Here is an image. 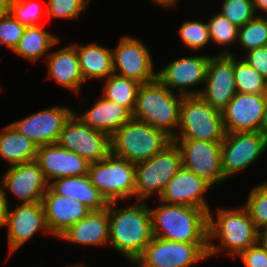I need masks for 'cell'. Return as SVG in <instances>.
Masks as SVG:
<instances>
[{
    "label": "cell",
    "instance_id": "4",
    "mask_svg": "<svg viewBox=\"0 0 267 267\" xmlns=\"http://www.w3.org/2000/svg\"><path fill=\"white\" fill-rule=\"evenodd\" d=\"M183 95L175 94L158 79L141 84L132 118L164 131L172 139L180 122Z\"/></svg>",
    "mask_w": 267,
    "mask_h": 267
},
{
    "label": "cell",
    "instance_id": "31",
    "mask_svg": "<svg viewBox=\"0 0 267 267\" xmlns=\"http://www.w3.org/2000/svg\"><path fill=\"white\" fill-rule=\"evenodd\" d=\"M219 55L234 56V72L238 93L267 94V80L252 68L243 58L236 57L229 49L222 50Z\"/></svg>",
    "mask_w": 267,
    "mask_h": 267
},
{
    "label": "cell",
    "instance_id": "13",
    "mask_svg": "<svg viewBox=\"0 0 267 267\" xmlns=\"http://www.w3.org/2000/svg\"><path fill=\"white\" fill-rule=\"evenodd\" d=\"M112 49L113 72L141 84L157 79L150 51L140 39L123 36Z\"/></svg>",
    "mask_w": 267,
    "mask_h": 267
},
{
    "label": "cell",
    "instance_id": "37",
    "mask_svg": "<svg viewBox=\"0 0 267 267\" xmlns=\"http://www.w3.org/2000/svg\"><path fill=\"white\" fill-rule=\"evenodd\" d=\"M220 13L238 27L244 26L257 14L252 0H223Z\"/></svg>",
    "mask_w": 267,
    "mask_h": 267
},
{
    "label": "cell",
    "instance_id": "22",
    "mask_svg": "<svg viewBox=\"0 0 267 267\" xmlns=\"http://www.w3.org/2000/svg\"><path fill=\"white\" fill-rule=\"evenodd\" d=\"M41 204L44 208L50 235L57 236V238L91 212L80 201L58 195L50 187L43 195Z\"/></svg>",
    "mask_w": 267,
    "mask_h": 267
},
{
    "label": "cell",
    "instance_id": "20",
    "mask_svg": "<svg viewBox=\"0 0 267 267\" xmlns=\"http://www.w3.org/2000/svg\"><path fill=\"white\" fill-rule=\"evenodd\" d=\"M35 161L48 183L57 178L86 175L90 165L86 159L57 143L39 146Z\"/></svg>",
    "mask_w": 267,
    "mask_h": 267
},
{
    "label": "cell",
    "instance_id": "33",
    "mask_svg": "<svg viewBox=\"0 0 267 267\" xmlns=\"http://www.w3.org/2000/svg\"><path fill=\"white\" fill-rule=\"evenodd\" d=\"M244 207L256 228L261 231L267 227V181L253 187Z\"/></svg>",
    "mask_w": 267,
    "mask_h": 267
},
{
    "label": "cell",
    "instance_id": "3",
    "mask_svg": "<svg viewBox=\"0 0 267 267\" xmlns=\"http://www.w3.org/2000/svg\"><path fill=\"white\" fill-rule=\"evenodd\" d=\"M153 236L169 241L208 243V213L200 208L161 201L150 208Z\"/></svg>",
    "mask_w": 267,
    "mask_h": 267
},
{
    "label": "cell",
    "instance_id": "35",
    "mask_svg": "<svg viewBox=\"0 0 267 267\" xmlns=\"http://www.w3.org/2000/svg\"><path fill=\"white\" fill-rule=\"evenodd\" d=\"M211 42L219 46H226L238 41V26L230 22L221 13L215 14L208 21Z\"/></svg>",
    "mask_w": 267,
    "mask_h": 267
},
{
    "label": "cell",
    "instance_id": "2",
    "mask_svg": "<svg viewBox=\"0 0 267 267\" xmlns=\"http://www.w3.org/2000/svg\"><path fill=\"white\" fill-rule=\"evenodd\" d=\"M208 214V257L227 250L231 257L239 256L250 246L259 242V230L246 208H219L217 219ZM219 239V244L212 243Z\"/></svg>",
    "mask_w": 267,
    "mask_h": 267
},
{
    "label": "cell",
    "instance_id": "21",
    "mask_svg": "<svg viewBox=\"0 0 267 267\" xmlns=\"http://www.w3.org/2000/svg\"><path fill=\"white\" fill-rule=\"evenodd\" d=\"M211 187L205 179L182 167L167 183L159 199L169 204L200 208L209 214L210 208L204 193Z\"/></svg>",
    "mask_w": 267,
    "mask_h": 267
},
{
    "label": "cell",
    "instance_id": "12",
    "mask_svg": "<svg viewBox=\"0 0 267 267\" xmlns=\"http://www.w3.org/2000/svg\"><path fill=\"white\" fill-rule=\"evenodd\" d=\"M182 154V164L187 170L205 179L213 187L223 183L221 160L222 141L209 142L193 139H172Z\"/></svg>",
    "mask_w": 267,
    "mask_h": 267
},
{
    "label": "cell",
    "instance_id": "8",
    "mask_svg": "<svg viewBox=\"0 0 267 267\" xmlns=\"http://www.w3.org/2000/svg\"><path fill=\"white\" fill-rule=\"evenodd\" d=\"M91 183L108 203L134 197L135 164L110 153L105 159L89 165Z\"/></svg>",
    "mask_w": 267,
    "mask_h": 267
},
{
    "label": "cell",
    "instance_id": "41",
    "mask_svg": "<svg viewBox=\"0 0 267 267\" xmlns=\"http://www.w3.org/2000/svg\"><path fill=\"white\" fill-rule=\"evenodd\" d=\"M243 59L267 80V46L247 51Z\"/></svg>",
    "mask_w": 267,
    "mask_h": 267
},
{
    "label": "cell",
    "instance_id": "25",
    "mask_svg": "<svg viewBox=\"0 0 267 267\" xmlns=\"http://www.w3.org/2000/svg\"><path fill=\"white\" fill-rule=\"evenodd\" d=\"M92 129L108 134L110 137L127 121L132 114L123 106L102 96L90 109L77 115Z\"/></svg>",
    "mask_w": 267,
    "mask_h": 267
},
{
    "label": "cell",
    "instance_id": "17",
    "mask_svg": "<svg viewBox=\"0 0 267 267\" xmlns=\"http://www.w3.org/2000/svg\"><path fill=\"white\" fill-rule=\"evenodd\" d=\"M210 58L206 55L178 58L157 72V79L169 90L177 88L183 96H199L201 89L190 91L188 87L204 84Z\"/></svg>",
    "mask_w": 267,
    "mask_h": 267
},
{
    "label": "cell",
    "instance_id": "27",
    "mask_svg": "<svg viewBox=\"0 0 267 267\" xmlns=\"http://www.w3.org/2000/svg\"><path fill=\"white\" fill-rule=\"evenodd\" d=\"M78 53L80 71L84 81L101 79L104 81L113 72L112 49L90 43L86 45L72 44Z\"/></svg>",
    "mask_w": 267,
    "mask_h": 267
},
{
    "label": "cell",
    "instance_id": "36",
    "mask_svg": "<svg viewBox=\"0 0 267 267\" xmlns=\"http://www.w3.org/2000/svg\"><path fill=\"white\" fill-rule=\"evenodd\" d=\"M178 31L183 44L194 51L205 47L211 41L208 24L204 22L185 21Z\"/></svg>",
    "mask_w": 267,
    "mask_h": 267
},
{
    "label": "cell",
    "instance_id": "40",
    "mask_svg": "<svg viewBox=\"0 0 267 267\" xmlns=\"http://www.w3.org/2000/svg\"><path fill=\"white\" fill-rule=\"evenodd\" d=\"M238 257L242 260L244 267H267V251L260 242L250 246Z\"/></svg>",
    "mask_w": 267,
    "mask_h": 267
},
{
    "label": "cell",
    "instance_id": "44",
    "mask_svg": "<svg viewBox=\"0 0 267 267\" xmlns=\"http://www.w3.org/2000/svg\"><path fill=\"white\" fill-rule=\"evenodd\" d=\"M11 0H0V17L9 14Z\"/></svg>",
    "mask_w": 267,
    "mask_h": 267
},
{
    "label": "cell",
    "instance_id": "26",
    "mask_svg": "<svg viewBox=\"0 0 267 267\" xmlns=\"http://www.w3.org/2000/svg\"><path fill=\"white\" fill-rule=\"evenodd\" d=\"M49 187L58 195L76 199L91 211H100L108 206V202L91 183L88 174L54 179Z\"/></svg>",
    "mask_w": 267,
    "mask_h": 267
},
{
    "label": "cell",
    "instance_id": "39",
    "mask_svg": "<svg viewBox=\"0 0 267 267\" xmlns=\"http://www.w3.org/2000/svg\"><path fill=\"white\" fill-rule=\"evenodd\" d=\"M25 28L26 27L17 21L10 13L0 17V44L6 45V47L13 52Z\"/></svg>",
    "mask_w": 267,
    "mask_h": 267
},
{
    "label": "cell",
    "instance_id": "46",
    "mask_svg": "<svg viewBox=\"0 0 267 267\" xmlns=\"http://www.w3.org/2000/svg\"><path fill=\"white\" fill-rule=\"evenodd\" d=\"M152 1L165 8L176 6L177 5L176 3L179 2V0H152Z\"/></svg>",
    "mask_w": 267,
    "mask_h": 267
},
{
    "label": "cell",
    "instance_id": "45",
    "mask_svg": "<svg viewBox=\"0 0 267 267\" xmlns=\"http://www.w3.org/2000/svg\"><path fill=\"white\" fill-rule=\"evenodd\" d=\"M259 242L267 251V227L259 231Z\"/></svg>",
    "mask_w": 267,
    "mask_h": 267
},
{
    "label": "cell",
    "instance_id": "23",
    "mask_svg": "<svg viewBox=\"0 0 267 267\" xmlns=\"http://www.w3.org/2000/svg\"><path fill=\"white\" fill-rule=\"evenodd\" d=\"M46 63L50 79H53L61 87L79 93L84 79L80 71L78 53L73 45L50 52L46 56Z\"/></svg>",
    "mask_w": 267,
    "mask_h": 267
},
{
    "label": "cell",
    "instance_id": "28",
    "mask_svg": "<svg viewBox=\"0 0 267 267\" xmlns=\"http://www.w3.org/2000/svg\"><path fill=\"white\" fill-rule=\"evenodd\" d=\"M38 146L21 135L11 124L0 131V157L11 166L36 159Z\"/></svg>",
    "mask_w": 267,
    "mask_h": 267
},
{
    "label": "cell",
    "instance_id": "38",
    "mask_svg": "<svg viewBox=\"0 0 267 267\" xmlns=\"http://www.w3.org/2000/svg\"><path fill=\"white\" fill-rule=\"evenodd\" d=\"M90 0H47L46 18L75 19L86 10Z\"/></svg>",
    "mask_w": 267,
    "mask_h": 267
},
{
    "label": "cell",
    "instance_id": "7",
    "mask_svg": "<svg viewBox=\"0 0 267 267\" xmlns=\"http://www.w3.org/2000/svg\"><path fill=\"white\" fill-rule=\"evenodd\" d=\"M178 130L173 139L215 142L223 141L226 134L222 112L200 96H183Z\"/></svg>",
    "mask_w": 267,
    "mask_h": 267
},
{
    "label": "cell",
    "instance_id": "14",
    "mask_svg": "<svg viewBox=\"0 0 267 267\" xmlns=\"http://www.w3.org/2000/svg\"><path fill=\"white\" fill-rule=\"evenodd\" d=\"M0 184L4 192L6 206L9 201L6 191L12 193L20 203L41 202L49 183L38 163L34 161L9 166L1 178Z\"/></svg>",
    "mask_w": 267,
    "mask_h": 267
},
{
    "label": "cell",
    "instance_id": "48",
    "mask_svg": "<svg viewBox=\"0 0 267 267\" xmlns=\"http://www.w3.org/2000/svg\"><path fill=\"white\" fill-rule=\"evenodd\" d=\"M70 267H87V265H84V264L80 263L78 265L75 264L74 266L71 265Z\"/></svg>",
    "mask_w": 267,
    "mask_h": 267
},
{
    "label": "cell",
    "instance_id": "30",
    "mask_svg": "<svg viewBox=\"0 0 267 267\" xmlns=\"http://www.w3.org/2000/svg\"><path fill=\"white\" fill-rule=\"evenodd\" d=\"M141 83L115 73L105 79L102 96L120 104L133 114Z\"/></svg>",
    "mask_w": 267,
    "mask_h": 267
},
{
    "label": "cell",
    "instance_id": "19",
    "mask_svg": "<svg viewBox=\"0 0 267 267\" xmlns=\"http://www.w3.org/2000/svg\"><path fill=\"white\" fill-rule=\"evenodd\" d=\"M266 94L236 93L222 118L226 132H262Z\"/></svg>",
    "mask_w": 267,
    "mask_h": 267
},
{
    "label": "cell",
    "instance_id": "34",
    "mask_svg": "<svg viewBox=\"0 0 267 267\" xmlns=\"http://www.w3.org/2000/svg\"><path fill=\"white\" fill-rule=\"evenodd\" d=\"M40 3L32 0H11L9 13L25 27L40 26L42 16L46 17V10Z\"/></svg>",
    "mask_w": 267,
    "mask_h": 267
},
{
    "label": "cell",
    "instance_id": "1",
    "mask_svg": "<svg viewBox=\"0 0 267 267\" xmlns=\"http://www.w3.org/2000/svg\"><path fill=\"white\" fill-rule=\"evenodd\" d=\"M137 201L132 206L116 207L108 203L109 245L126 256L132 264L153 238L149 204Z\"/></svg>",
    "mask_w": 267,
    "mask_h": 267
},
{
    "label": "cell",
    "instance_id": "11",
    "mask_svg": "<svg viewBox=\"0 0 267 267\" xmlns=\"http://www.w3.org/2000/svg\"><path fill=\"white\" fill-rule=\"evenodd\" d=\"M267 150V134L263 132H226L221 143V160L226 179L253 163Z\"/></svg>",
    "mask_w": 267,
    "mask_h": 267
},
{
    "label": "cell",
    "instance_id": "6",
    "mask_svg": "<svg viewBox=\"0 0 267 267\" xmlns=\"http://www.w3.org/2000/svg\"><path fill=\"white\" fill-rule=\"evenodd\" d=\"M182 167V154L175 142L147 161L135 164V199L146 201L155 194L159 199L167 183Z\"/></svg>",
    "mask_w": 267,
    "mask_h": 267
},
{
    "label": "cell",
    "instance_id": "24",
    "mask_svg": "<svg viewBox=\"0 0 267 267\" xmlns=\"http://www.w3.org/2000/svg\"><path fill=\"white\" fill-rule=\"evenodd\" d=\"M58 238L84 246L106 245L109 243L108 206L100 211H91Z\"/></svg>",
    "mask_w": 267,
    "mask_h": 267
},
{
    "label": "cell",
    "instance_id": "5",
    "mask_svg": "<svg viewBox=\"0 0 267 267\" xmlns=\"http://www.w3.org/2000/svg\"><path fill=\"white\" fill-rule=\"evenodd\" d=\"M173 142L164 131L131 118L111 137V153L133 164L147 161Z\"/></svg>",
    "mask_w": 267,
    "mask_h": 267
},
{
    "label": "cell",
    "instance_id": "42",
    "mask_svg": "<svg viewBox=\"0 0 267 267\" xmlns=\"http://www.w3.org/2000/svg\"><path fill=\"white\" fill-rule=\"evenodd\" d=\"M5 211L6 204L4 200V192L2 186L0 185V228L5 225Z\"/></svg>",
    "mask_w": 267,
    "mask_h": 267
},
{
    "label": "cell",
    "instance_id": "29",
    "mask_svg": "<svg viewBox=\"0 0 267 267\" xmlns=\"http://www.w3.org/2000/svg\"><path fill=\"white\" fill-rule=\"evenodd\" d=\"M58 42V37L44 30L41 25L29 26L25 28L13 53L25 60L36 62L42 56L47 55L48 50Z\"/></svg>",
    "mask_w": 267,
    "mask_h": 267
},
{
    "label": "cell",
    "instance_id": "43",
    "mask_svg": "<svg viewBox=\"0 0 267 267\" xmlns=\"http://www.w3.org/2000/svg\"><path fill=\"white\" fill-rule=\"evenodd\" d=\"M252 1L255 12L259 10V13L260 11H262V13L264 12V14L267 15V0H252Z\"/></svg>",
    "mask_w": 267,
    "mask_h": 267
},
{
    "label": "cell",
    "instance_id": "15",
    "mask_svg": "<svg viewBox=\"0 0 267 267\" xmlns=\"http://www.w3.org/2000/svg\"><path fill=\"white\" fill-rule=\"evenodd\" d=\"M204 83L205 88L199 96L214 109L222 112L237 93L234 56H211Z\"/></svg>",
    "mask_w": 267,
    "mask_h": 267
},
{
    "label": "cell",
    "instance_id": "47",
    "mask_svg": "<svg viewBox=\"0 0 267 267\" xmlns=\"http://www.w3.org/2000/svg\"><path fill=\"white\" fill-rule=\"evenodd\" d=\"M262 132L267 134V94H266V101H265V108H264V117L262 121Z\"/></svg>",
    "mask_w": 267,
    "mask_h": 267
},
{
    "label": "cell",
    "instance_id": "16",
    "mask_svg": "<svg viewBox=\"0 0 267 267\" xmlns=\"http://www.w3.org/2000/svg\"><path fill=\"white\" fill-rule=\"evenodd\" d=\"M73 113L66 106H54L12 122L11 125L38 147L56 144L64 124Z\"/></svg>",
    "mask_w": 267,
    "mask_h": 267
},
{
    "label": "cell",
    "instance_id": "10",
    "mask_svg": "<svg viewBox=\"0 0 267 267\" xmlns=\"http://www.w3.org/2000/svg\"><path fill=\"white\" fill-rule=\"evenodd\" d=\"M57 144L90 164L105 159L111 153L110 136L86 125L75 112L64 124Z\"/></svg>",
    "mask_w": 267,
    "mask_h": 267
},
{
    "label": "cell",
    "instance_id": "18",
    "mask_svg": "<svg viewBox=\"0 0 267 267\" xmlns=\"http://www.w3.org/2000/svg\"><path fill=\"white\" fill-rule=\"evenodd\" d=\"M6 206L5 225L8 226L9 256L31 239L37 231L49 233L41 202L20 203L13 211Z\"/></svg>",
    "mask_w": 267,
    "mask_h": 267
},
{
    "label": "cell",
    "instance_id": "9",
    "mask_svg": "<svg viewBox=\"0 0 267 267\" xmlns=\"http://www.w3.org/2000/svg\"><path fill=\"white\" fill-rule=\"evenodd\" d=\"M208 257V243L176 242L153 236L141 256L138 267H190Z\"/></svg>",
    "mask_w": 267,
    "mask_h": 267
},
{
    "label": "cell",
    "instance_id": "32",
    "mask_svg": "<svg viewBox=\"0 0 267 267\" xmlns=\"http://www.w3.org/2000/svg\"><path fill=\"white\" fill-rule=\"evenodd\" d=\"M246 51L267 46V16L256 15L238 28V41Z\"/></svg>",
    "mask_w": 267,
    "mask_h": 267
}]
</instances>
